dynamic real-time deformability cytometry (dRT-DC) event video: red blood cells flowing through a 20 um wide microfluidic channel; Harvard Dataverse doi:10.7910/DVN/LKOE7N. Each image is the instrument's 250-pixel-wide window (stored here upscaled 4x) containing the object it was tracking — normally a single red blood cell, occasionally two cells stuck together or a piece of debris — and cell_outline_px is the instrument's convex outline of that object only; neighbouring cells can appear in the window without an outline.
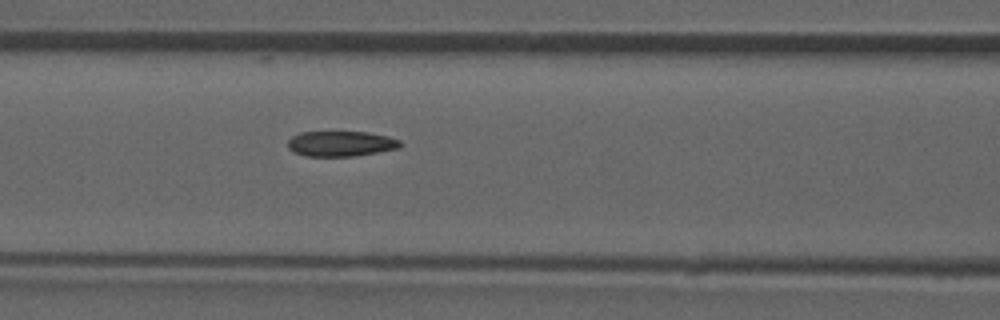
{"species": "common noctule bat (a hibernating species)", "species_latin": "Nyctalus noctula", "temperature_condition": "room temperature", "stored_images_in_passage": 49, "camera_frame_rate_fps": 3000, "um_per_image_px": 0.085, "animal": {"sex": "male", "forearm_length_mm": 52.5}, "frame": {"image": 1, "passage_image": 22, "time_ms": 7.0, "image_size_px": [1000, 320], "cell_outline_px": [[400, 148], [356, 156], [304, 156], [292, 152], [288, 148], [288, 140], [292, 136], [300, 132], [368, 132], [388, 136], [400, 140]], "centroid_in_image_um": [28.95, 12.22], "position_along_channel_um": 137.6, "area_um2": 16.7}}